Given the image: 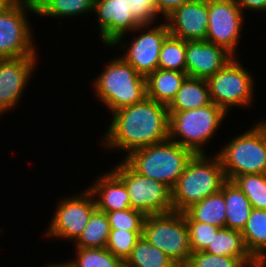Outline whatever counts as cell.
<instances>
[{"label": "cell", "mask_w": 266, "mask_h": 267, "mask_svg": "<svg viewBox=\"0 0 266 267\" xmlns=\"http://www.w3.org/2000/svg\"><path fill=\"white\" fill-rule=\"evenodd\" d=\"M27 11L36 14L34 0H14L0 12V59L38 56Z\"/></svg>", "instance_id": "obj_8"}, {"label": "cell", "mask_w": 266, "mask_h": 267, "mask_svg": "<svg viewBox=\"0 0 266 267\" xmlns=\"http://www.w3.org/2000/svg\"><path fill=\"white\" fill-rule=\"evenodd\" d=\"M129 7L134 17L143 25H153L159 14L156 11V0H129ZM154 21V23H153Z\"/></svg>", "instance_id": "obj_35"}, {"label": "cell", "mask_w": 266, "mask_h": 267, "mask_svg": "<svg viewBox=\"0 0 266 267\" xmlns=\"http://www.w3.org/2000/svg\"><path fill=\"white\" fill-rule=\"evenodd\" d=\"M241 258L208 254L204 251L193 252L184 267H244Z\"/></svg>", "instance_id": "obj_34"}, {"label": "cell", "mask_w": 266, "mask_h": 267, "mask_svg": "<svg viewBox=\"0 0 266 267\" xmlns=\"http://www.w3.org/2000/svg\"><path fill=\"white\" fill-rule=\"evenodd\" d=\"M46 267H72L69 263H67V262H62V263H56V264H54V263H52V264H48V266H46Z\"/></svg>", "instance_id": "obj_40"}, {"label": "cell", "mask_w": 266, "mask_h": 267, "mask_svg": "<svg viewBox=\"0 0 266 267\" xmlns=\"http://www.w3.org/2000/svg\"><path fill=\"white\" fill-rule=\"evenodd\" d=\"M170 35L185 41L206 40L208 0H191L165 18Z\"/></svg>", "instance_id": "obj_16"}, {"label": "cell", "mask_w": 266, "mask_h": 267, "mask_svg": "<svg viewBox=\"0 0 266 267\" xmlns=\"http://www.w3.org/2000/svg\"><path fill=\"white\" fill-rule=\"evenodd\" d=\"M124 263L125 267H178L163 251L150 244L143 236L137 240Z\"/></svg>", "instance_id": "obj_26"}, {"label": "cell", "mask_w": 266, "mask_h": 267, "mask_svg": "<svg viewBox=\"0 0 266 267\" xmlns=\"http://www.w3.org/2000/svg\"><path fill=\"white\" fill-rule=\"evenodd\" d=\"M244 14L236 0H208L206 41L226 49L235 57L244 25Z\"/></svg>", "instance_id": "obj_12"}, {"label": "cell", "mask_w": 266, "mask_h": 267, "mask_svg": "<svg viewBox=\"0 0 266 267\" xmlns=\"http://www.w3.org/2000/svg\"><path fill=\"white\" fill-rule=\"evenodd\" d=\"M158 24L153 28L151 25L145 24L138 26L134 32L143 31L142 34L132 40L131 45L129 43V47H127L126 52L123 54L124 56H121L139 74L145 77L158 68L162 43L170 34L165 22ZM149 26L151 28L146 31Z\"/></svg>", "instance_id": "obj_14"}, {"label": "cell", "mask_w": 266, "mask_h": 267, "mask_svg": "<svg viewBox=\"0 0 266 267\" xmlns=\"http://www.w3.org/2000/svg\"><path fill=\"white\" fill-rule=\"evenodd\" d=\"M227 181L217 154H194L171 189L173 211L184 212L190 206L221 190Z\"/></svg>", "instance_id": "obj_2"}, {"label": "cell", "mask_w": 266, "mask_h": 267, "mask_svg": "<svg viewBox=\"0 0 266 267\" xmlns=\"http://www.w3.org/2000/svg\"><path fill=\"white\" fill-rule=\"evenodd\" d=\"M112 171L124 182L130 199V208L145 215L173 211L171 189L160 181L138 174L124 160Z\"/></svg>", "instance_id": "obj_9"}, {"label": "cell", "mask_w": 266, "mask_h": 267, "mask_svg": "<svg viewBox=\"0 0 266 267\" xmlns=\"http://www.w3.org/2000/svg\"><path fill=\"white\" fill-rule=\"evenodd\" d=\"M93 85L96 97L109 108L111 114L147 97L146 77L139 74L121 56L107 63Z\"/></svg>", "instance_id": "obj_3"}, {"label": "cell", "mask_w": 266, "mask_h": 267, "mask_svg": "<svg viewBox=\"0 0 266 267\" xmlns=\"http://www.w3.org/2000/svg\"><path fill=\"white\" fill-rule=\"evenodd\" d=\"M142 236L163 251L178 267H184L192 254L183 212L146 215Z\"/></svg>", "instance_id": "obj_7"}, {"label": "cell", "mask_w": 266, "mask_h": 267, "mask_svg": "<svg viewBox=\"0 0 266 267\" xmlns=\"http://www.w3.org/2000/svg\"><path fill=\"white\" fill-rule=\"evenodd\" d=\"M233 182L246 195L252 208L266 210V174H245Z\"/></svg>", "instance_id": "obj_30"}, {"label": "cell", "mask_w": 266, "mask_h": 267, "mask_svg": "<svg viewBox=\"0 0 266 267\" xmlns=\"http://www.w3.org/2000/svg\"><path fill=\"white\" fill-rule=\"evenodd\" d=\"M75 259H70L72 267H125L123 260L115 257L105 248H76Z\"/></svg>", "instance_id": "obj_29"}, {"label": "cell", "mask_w": 266, "mask_h": 267, "mask_svg": "<svg viewBox=\"0 0 266 267\" xmlns=\"http://www.w3.org/2000/svg\"><path fill=\"white\" fill-rule=\"evenodd\" d=\"M221 191L226 204L225 227L242 231L252 210L251 203L233 181L227 180Z\"/></svg>", "instance_id": "obj_21"}, {"label": "cell", "mask_w": 266, "mask_h": 267, "mask_svg": "<svg viewBox=\"0 0 266 267\" xmlns=\"http://www.w3.org/2000/svg\"><path fill=\"white\" fill-rule=\"evenodd\" d=\"M96 179L88 190L93 194L98 210L112 212L130 208L126 186L112 170Z\"/></svg>", "instance_id": "obj_18"}, {"label": "cell", "mask_w": 266, "mask_h": 267, "mask_svg": "<svg viewBox=\"0 0 266 267\" xmlns=\"http://www.w3.org/2000/svg\"><path fill=\"white\" fill-rule=\"evenodd\" d=\"M265 266H266V261L255 260L249 264H246L244 267H265Z\"/></svg>", "instance_id": "obj_38"}, {"label": "cell", "mask_w": 266, "mask_h": 267, "mask_svg": "<svg viewBox=\"0 0 266 267\" xmlns=\"http://www.w3.org/2000/svg\"><path fill=\"white\" fill-rule=\"evenodd\" d=\"M188 75L157 68L146 77L147 97L168 106Z\"/></svg>", "instance_id": "obj_20"}, {"label": "cell", "mask_w": 266, "mask_h": 267, "mask_svg": "<svg viewBox=\"0 0 266 267\" xmlns=\"http://www.w3.org/2000/svg\"><path fill=\"white\" fill-rule=\"evenodd\" d=\"M112 113V121L102 137L104 148L123 150L128 156L137 149L169 139L166 105L146 97Z\"/></svg>", "instance_id": "obj_1"}, {"label": "cell", "mask_w": 266, "mask_h": 267, "mask_svg": "<svg viewBox=\"0 0 266 267\" xmlns=\"http://www.w3.org/2000/svg\"><path fill=\"white\" fill-rule=\"evenodd\" d=\"M37 58L0 59V115L12 110L19 103L37 66Z\"/></svg>", "instance_id": "obj_15"}, {"label": "cell", "mask_w": 266, "mask_h": 267, "mask_svg": "<svg viewBox=\"0 0 266 267\" xmlns=\"http://www.w3.org/2000/svg\"><path fill=\"white\" fill-rule=\"evenodd\" d=\"M252 77L254 76L234 57L224 68L207 79L211 101L226 113L233 106L249 108L254 101Z\"/></svg>", "instance_id": "obj_10"}, {"label": "cell", "mask_w": 266, "mask_h": 267, "mask_svg": "<svg viewBox=\"0 0 266 267\" xmlns=\"http://www.w3.org/2000/svg\"><path fill=\"white\" fill-rule=\"evenodd\" d=\"M158 68L186 73V41L169 34L160 49Z\"/></svg>", "instance_id": "obj_28"}, {"label": "cell", "mask_w": 266, "mask_h": 267, "mask_svg": "<svg viewBox=\"0 0 266 267\" xmlns=\"http://www.w3.org/2000/svg\"><path fill=\"white\" fill-rule=\"evenodd\" d=\"M129 0H94L93 12L100 26L103 45L115 47L123 42L125 33L142 25L130 10Z\"/></svg>", "instance_id": "obj_13"}, {"label": "cell", "mask_w": 266, "mask_h": 267, "mask_svg": "<svg viewBox=\"0 0 266 267\" xmlns=\"http://www.w3.org/2000/svg\"><path fill=\"white\" fill-rule=\"evenodd\" d=\"M110 229L143 231L146 215L139 210L128 208L125 210L105 212Z\"/></svg>", "instance_id": "obj_33"}, {"label": "cell", "mask_w": 266, "mask_h": 267, "mask_svg": "<svg viewBox=\"0 0 266 267\" xmlns=\"http://www.w3.org/2000/svg\"><path fill=\"white\" fill-rule=\"evenodd\" d=\"M211 103L207 80L187 76L167 108L169 112H179L197 109Z\"/></svg>", "instance_id": "obj_19"}, {"label": "cell", "mask_w": 266, "mask_h": 267, "mask_svg": "<svg viewBox=\"0 0 266 267\" xmlns=\"http://www.w3.org/2000/svg\"><path fill=\"white\" fill-rule=\"evenodd\" d=\"M242 12L246 10L266 11V0H236Z\"/></svg>", "instance_id": "obj_37"}, {"label": "cell", "mask_w": 266, "mask_h": 267, "mask_svg": "<svg viewBox=\"0 0 266 267\" xmlns=\"http://www.w3.org/2000/svg\"><path fill=\"white\" fill-rule=\"evenodd\" d=\"M227 113L213 102L179 112H169V139L194 154H205V146L226 118Z\"/></svg>", "instance_id": "obj_5"}, {"label": "cell", "mask_w": 266, "mask_h": 267, "mask_svg": "<svg viewBox=\"0 0 266 267\" xmlns=\"http://www.w3.org/2000/svg\"><path fill=\"white\" fill-rule=\"evenodd\" d=\"M110 230L106 213L96 209L74 245L76 248H105Z\"/></svg>", "instance_id": "obj_27"}, {"label": "cell", "mask_w": 266, "mask_h": 267, "mask_svg": "<svg viewBox=\"0 0 266 267\" xmlns=\"http://www.w3.org/2000/svg\"><path fill=\"white\" fill-rule=\"evenodd\" d=\"M241 234L250 255L266 261V210L252 208Z\"/></svg>", "instance_id": "obj_23"}, {"label": "cell", "mask_w": 266, "mask_h": 267, "mask_svg": "<svg viewBox=\"0 0 266 267\" xmlns=\"http://www.w3.org/2000/svg\"><path fill=\"white\" fill-rule=\"evenodd\" d=\"M14 0H0V12L3 11L8 5H10Z\"/></svg>", "instance_id": "obj_39"}, {"label": "cell", "mask_w": 266, "mask_h": 267, "mask_svg": "<svg viewBox=\"0 0 266 267\" xmlns=\"http://www.w3.org/2000/svg\"><path fill=\"white\" fill-rule=\"evenodd\" d=\"M93 194L85 189L82 193L59 200L50 225L44 235L56 240L75 241L97 209Z\"/></svg>", "instance_id": "obj_11"}, {"label": "cell", "mask_w": 266, "mask_h": 267, "mask_svg": "<svg viewBox=\"0 0 266 267\" xmlns=\"http://www.w3.org/2000/svg\"><path fill=\"white\" fill-rule=\"evenodd\" d=\"M234 56L206 40L186 41V74L208 79L224 68Z\"/></svg>", "instance_id": "obj_17"}, {"label": "cell", "mask_w": 266, "mask_h": 267, "mask_svg": "<svg viewBox=\"0 0 266 267\" xmlns=\"http://www.w3.org/2000/svg\"><path fill=\"white\" fill-rule=\"evenodd\" d=\"M189 1L191 0H156V11L165 19L175 8L181 7Z\"/></svg>", "instance_id": "obj_36"}, {"label": "cell", "mask_w": 266, "mask_h": 267, "mask_svg": "<svg viewBox=\"0 0 266 267\" xmlns=\"http://www.w3.org/2000/svg\"><path fill=\"white\" fill-rule=\"evenodd\" d=\"M194 153L170 139L137 149L124 160L134 171L172 189Z\"/></svg>", "instance_id": "obj_4"}, {"label": "cell", "mask_w": 266, "mask_h": 267, "mask_svg": "<svg viewBox=\"0 0 266 267\" xmlns=\"http://www.w3.org/2000/svg\"><path fill=\"white\" fill-rule=\"evenodd\" d=\"M193 221L211 224L219 228L225 227L226 204L220 190L211 194L184 211Z\"/></svg>", "instance_id": "obj_24"}, {"label": "cell", "mask_w": 266, "mask_h": 267, "mask_svg": "<svg viewBox=\"0 0 266 267\" xmlns=\"http://www.w3.org/2000/svg\"><path fill=\"white\" fill-rule=\"evenodd\" d=\"M183 216L189 230L191 252L204 251L220 228L211 224L193 221L185 212H183Z\"/></svg>", "instance_id": "obj_32"}, {"label": "cell", "mask_w": 266, "mask_h": 267, "mask_svg": "<svg viewBox=\"0 0 266 267\" xmlns=\"http://www.w3.org/2000/svg\"><path fill=\"white\" fill-rule=\"evenodd\" d=\"M204 252L219 256L241 258L246 264L255 259L248 252L241 231L220 228Z\"/></svg>", "instance_id": "obj_22"}, {"label": "cell", "mask_w": 266, "mask_h": 267, "mask_svg": "<svg viewBox=\"0 0 266 267\" xmlns=\"http://www.w3.org/2000/svg\"><path fill=\"white\" fill-rule=\"evenodd\" d=\"M216 154L229 181L245 174H266V138L257 124L232 138Z\"/></svg>", "instance_id": "obj_6"}, {"label": "cell", "mask_w": 266, "mask_h": 267, "mask_svg": "<svg viewBox=\"0 0 266 267\" xmlns=\"http://www.w3.org/2000/svg\"><path fill=\"white\" fill-rule=\"evenodd\" d=\"M36 14L42 17H75L93 12L94 0H34Z\"/></svg>", "instance_id": "obj_25"}, {"label": "cell", "mask_w": 266, "mask_h": 267, "mask_svg": "<svg viewBox=\"0 0 266 267\" xmlns=\"http://www.w3.org/2000/svg\"><path fill=\"white\" fill-rule=\"evenodd\" d=\"M142 231H127L111 229L106 248L117 258L124 262L130 256Z\"/></svg>", "instance_id": "obj_31"}]
</instances>
